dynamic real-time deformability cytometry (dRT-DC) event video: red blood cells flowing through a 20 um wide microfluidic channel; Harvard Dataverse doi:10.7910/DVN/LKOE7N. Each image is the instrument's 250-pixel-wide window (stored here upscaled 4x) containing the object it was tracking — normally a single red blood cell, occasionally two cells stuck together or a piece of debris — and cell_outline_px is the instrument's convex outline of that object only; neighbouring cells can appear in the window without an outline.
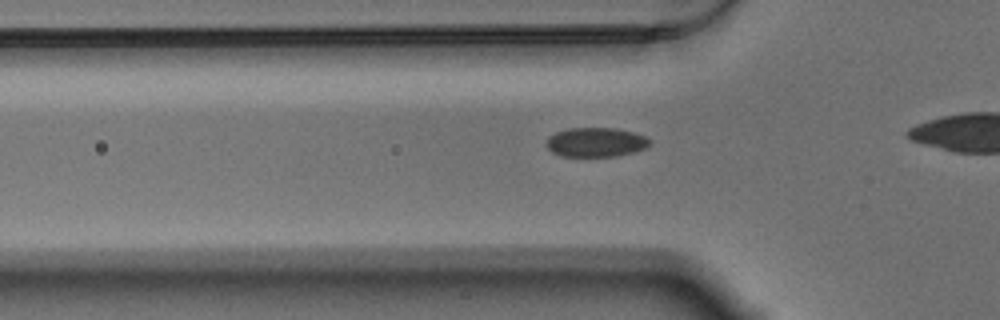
{"species": "Egyptian fruit bat (a non-hibernating species)", "species_latin": "Rousettus aegyptiacus", "temperature_condition": "warm", "stored_images_in_passage": 38, "camera_frame_rate_fps": 3000, "um_per_image_px": 0.085, "animal": {"sex": "male"}, "frame": {"image": 1, "passage_image": 10, "time_ms": 3.0, "image_size_px": [1000, 320], "cell_outline_px": [[652, 144], [636, 152], [616, 156], [560, 156], [552, 152], [544, 144], [548, 136], [556, 132], [568, 128], [616, 128], [632, 132], [644, 136], [652, 140]], "centroid_in_image_um": [50.64, 12.09], "position_along_channel_um": 75.2, "area_um2": 17.86}}
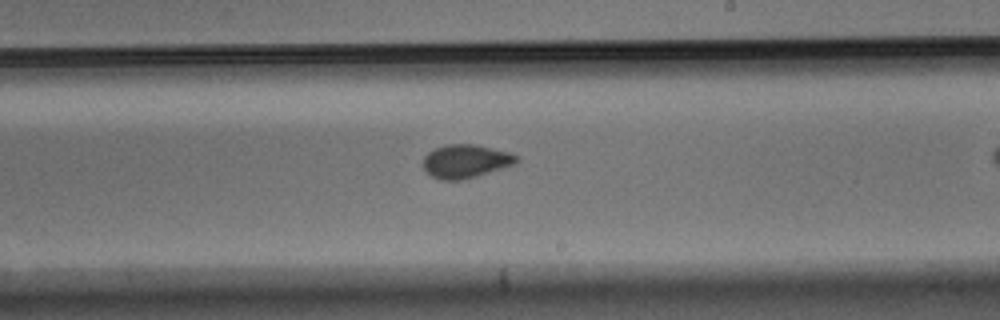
{"frame": {"image": 2, "passage_image": 25, "time_ms": 8.0, "image_size_px": [1000, 320], "cell_outline_px": [[520, 160], [512, 164], [476, 176], [460, 180], [440, 180], [424, 172], [420, 164], [424, 156], [428, 152], [436, 148], [448, 144], [476, 144], [508, 152], [520, 156]], "centroid_in_image_um": [39.51, 13.7], "position_along_channel_um": 249.5, "area_um2": 18.26}}
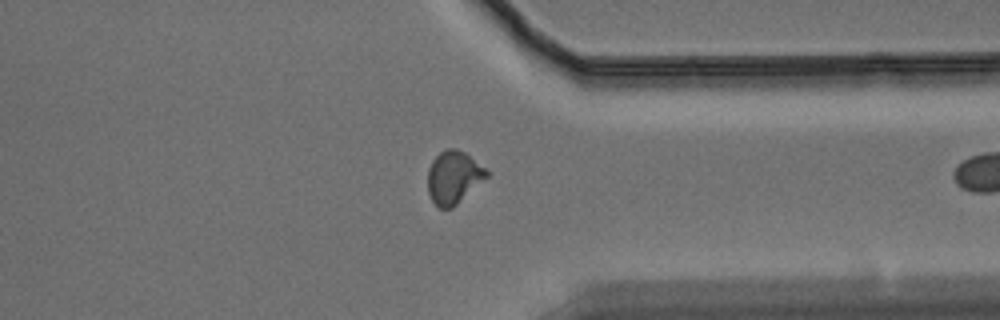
{"frame": {"image": 3, "passage_image": 36, "time_ms": 11.667, "image_size_px": [1000, 320], "cell_outline_px": [[488, 176], [452, 208], [440, 208], [432, 200], [428, 192], [428, 168], [432, 160], [440, 152], [448, 148], [456, 148], [464, 152], [488, 168]], "centroid_in_image_um": [38.56, 15.04], "position_along_channel_um": 372.8, "area_um2": 18.03}}